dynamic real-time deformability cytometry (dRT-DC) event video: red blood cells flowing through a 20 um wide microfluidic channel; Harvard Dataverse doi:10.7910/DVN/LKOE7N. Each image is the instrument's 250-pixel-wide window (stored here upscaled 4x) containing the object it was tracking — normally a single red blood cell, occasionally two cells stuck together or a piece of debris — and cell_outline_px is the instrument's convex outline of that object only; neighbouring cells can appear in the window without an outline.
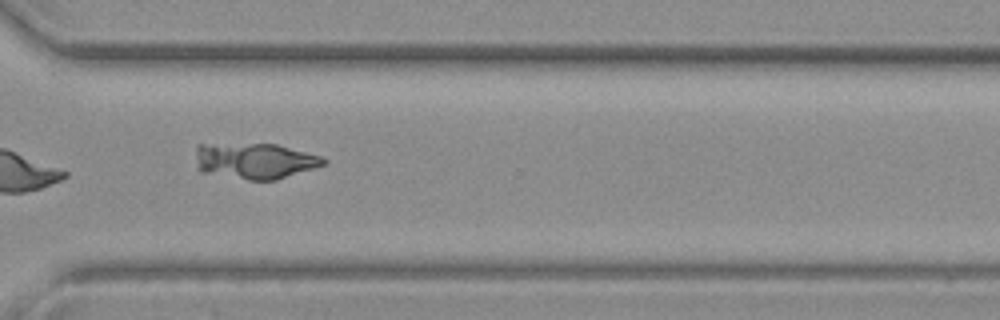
{"species": "common noctule bat (a hibernating species)", "species_latin": "Nyctalus noctula", "temperature_condition": "warm", "stored_images_in_passage": 18, "camera_frame_rate_fps": 3000, "um_per_image_px": 0.085, "animal": {"sex": "female", "body_mass_g": 19.3, "forearm_length_mm": 54.1}, "frame": {"image": 1, "passage_image": 13, "time_ms": 4.0, "image_size_px": [1000, 320], "cell_outline_px": [[328, 164], [276, 180], [248, 180], [200, 172], [196, 168], [196, 144], [276, 144], [320, 156], [328, 160]], "centroid_in_image_um": [21.65, 13.68], "position_along_channel_um": 349.0, "area_um2": 26.93}}